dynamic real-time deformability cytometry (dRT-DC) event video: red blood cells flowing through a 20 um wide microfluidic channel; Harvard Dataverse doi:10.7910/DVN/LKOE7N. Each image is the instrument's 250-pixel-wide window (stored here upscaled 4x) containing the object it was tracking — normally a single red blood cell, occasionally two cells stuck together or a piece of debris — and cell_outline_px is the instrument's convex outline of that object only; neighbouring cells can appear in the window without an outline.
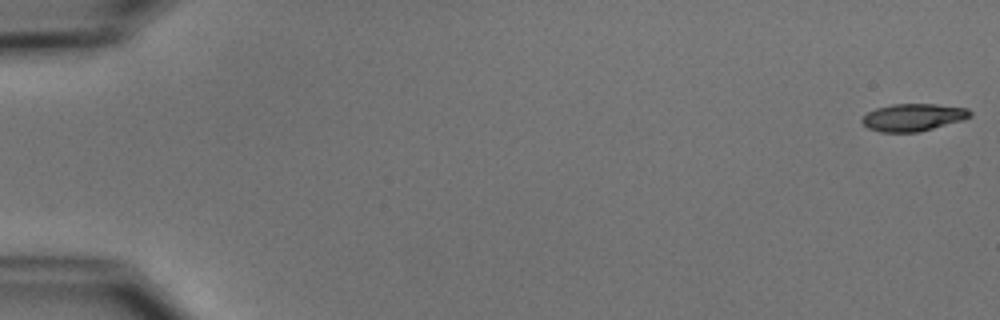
{"species": "common noctule bat (a hibernating species)", "species_latin": "Nyctalus noctula", "temperature_condition": "cold", "stored_images_in_passage": 54, "camera_frame_rate_fps": 3000, "um_per_image_px": 0.085, "animal": {"sex": "male", "body_mass_g": 15.6}, "frame": {"image": 1, "passage_image": 1, "time_ms": 0.0, "image_size_px": [1000, 320], "cell_outline_px": [[972, 116], [964, 120], [920, 132], [880, 132], [868, 128], [860, 120], [868, 112], [876, 108], [892, 104], [936, 104], [968, 108], [972, 112]], "centroid_in_image_um": [77.65, 9.97], "position_along_channel_um": 7.3, "area_um2": 17.4}}
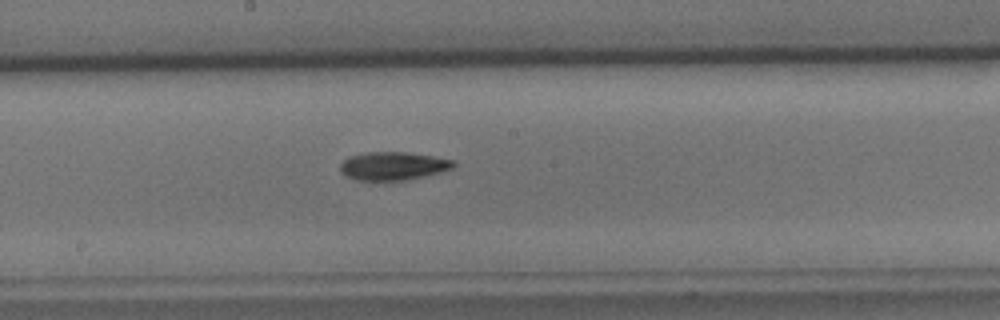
{"frame": {"image": 2, "passage_image": 30, "time_ms": 9.667, "image_size_px": [1000, 320], "cell_outline_px": [[456, 164], [452, 168], [440, 172], [424, 176], [404, 180], [356, 180], [344, 176], [340, 172], [340, 164], [348, 156], [368, 152], [404, 152], [432, 156], [452, 160]], "centroid_in_image_um": [33.36, 14.11], "position_along_channel_um": 214.8, "area_um2": 18.55}}
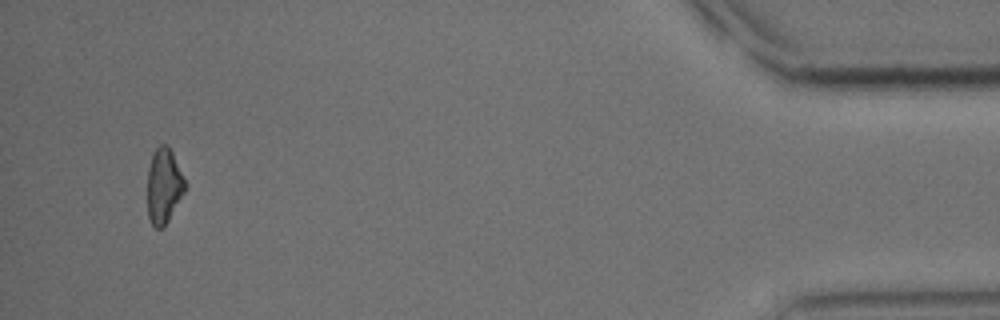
{"frame": {"image": 3, "passage_image": 52, "time_ms": 17.0, "image_size_px": [1000, 320], "cell_outline_px": [[188, 188], [168, 220], [160, 228], [156, 228], [152, 224], [148, 216], [148, 168], [152, 152], [160, 144], [168, 144], [188, 184]], "centroid_in_image_um": [13.96, 15.76], "position_along_channel_um": 421.2, "area_um2": 16.7}, "authors_computed_cell_mechanics": {"area_um2": 17.6579, "velocity_mm_per_s": 3.7667, "shape_relaxation_time_tau1_ms": 5.2744, "shape_relaxation_time_tau2_ms": null, "deformation_change_tau1": 0.14, "deformation_change_tau2": null}}